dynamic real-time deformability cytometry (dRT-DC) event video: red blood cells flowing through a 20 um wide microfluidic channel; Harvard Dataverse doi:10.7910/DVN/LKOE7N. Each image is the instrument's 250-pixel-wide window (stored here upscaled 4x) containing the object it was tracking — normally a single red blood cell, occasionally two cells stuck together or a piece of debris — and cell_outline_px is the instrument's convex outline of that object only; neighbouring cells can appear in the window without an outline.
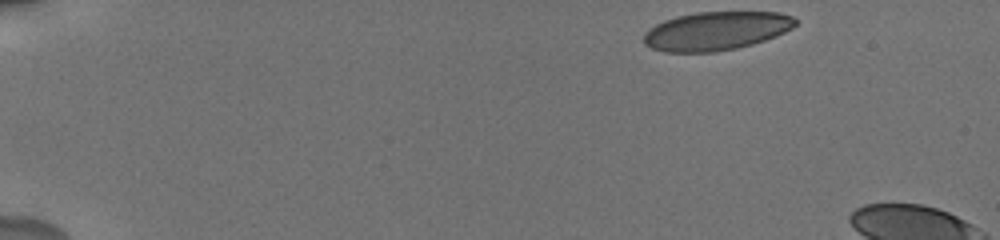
{"species": "human", "species_latin": "Homo sapiens", "temperature_condition": "cold", "stored_images_in_passage": 9, "camera_frame_rate_fps": 3000, "um_per_image_px": 0.085, "donor": {"sex": "male"}, "frame": {"image": 1, "passage_image": 1, "time_ms": 0.0, "image_size_px": [1000, 240], "cell_outline_px": [[796, 24], [792, 28], [776, 36], [752, 44], [736, 48], [712, 52], [664, 52], [652, 48], [644, 44], [644, 32], [648, 28], [664, 20], [676, 16], [696, 12], [780, 12], [792, 16], [796, 20]], "centroid_in_image_um": [60.85, 2.62], "position_along_channel_um": 24.2, "area_um2": 34.16}}